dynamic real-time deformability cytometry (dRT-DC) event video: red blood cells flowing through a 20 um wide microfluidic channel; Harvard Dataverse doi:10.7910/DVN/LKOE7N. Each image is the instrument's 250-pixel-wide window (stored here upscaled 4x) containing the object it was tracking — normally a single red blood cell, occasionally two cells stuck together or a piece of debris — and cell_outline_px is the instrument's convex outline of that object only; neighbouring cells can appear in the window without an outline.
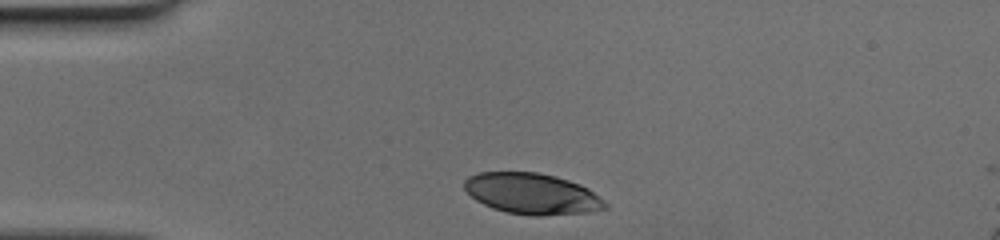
{"species": "human", "species_latin": "Homo sapiens", "temperature_condition": "cold", "stored_images_in_passage": 28, "camera_frame_rate_fps": 3000, "um_per_image_px": 0.085, "donor": {"sex": "female"}, "frame": {"image": 1, "passage_image": 1, "time_ms": 0.0, "image_size_px": [1000, 240], "cell_outline_px": [[608, 208], [584, 212], [540, 216], [536, 216], [508, 212], [492, 208], [476, 200], [464, 188], [464, 180], [468, 176], [480, 172], [540, 172], [556, 176], [580, 184], [588, 188], [608, 204]], "centroid_in_image_um": [45.21, 16.45], "position_along_channel_um": 39.8, "area_um2": 33.47}}
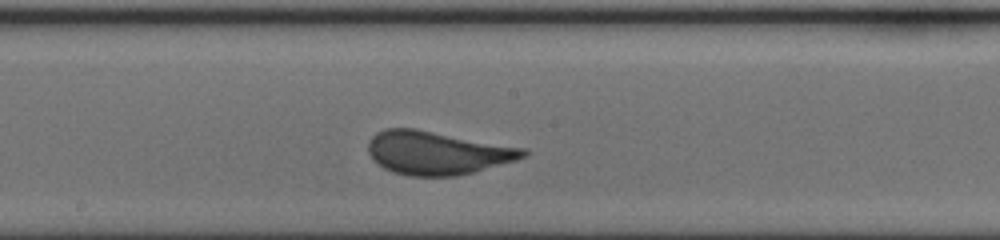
{"frame": {"image": 2, "passage_image": 16, "time_ms": 5.0, "image_size_px": [1000, 240], "cell_outline_px": [[528, 152], [524, 156], [516, 160], [472, 172], [456, 176], [408, 176], [392, 172], [384, 168], [368, 152], [368, 140], [376, 132], [384, 128], [416, 128], [524, 148]], "centroid_in_image_um": [37.12, 12.98], "position_along_channel_um": 211.1, "area_um2": 38.96}}
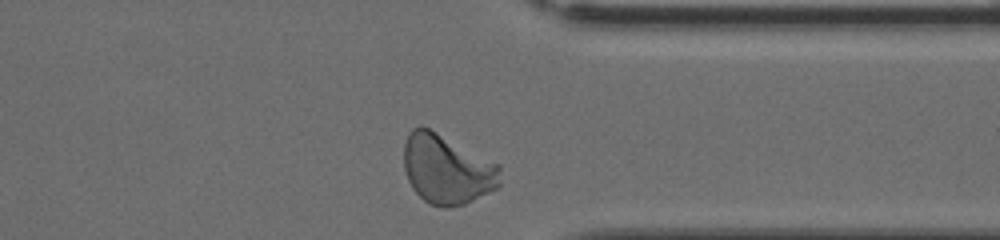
{"frame": {"image": 3, "passage_image": 28, "time_ms": 9.0, "image_size_px": [1000, 240], "cell_outline_px": [[500, 184], [496, 188], [464, 204], [444, 208], [428, 204], [412, 188], [408, 180], [404, 168], [404, 144], [408, 132], [412, 128], [420, 124], [500, 164]], "centroid_in_image_um": [37.96, 14.38], "position_along_channel_um": 373.4, "area_um2": 39.02}}